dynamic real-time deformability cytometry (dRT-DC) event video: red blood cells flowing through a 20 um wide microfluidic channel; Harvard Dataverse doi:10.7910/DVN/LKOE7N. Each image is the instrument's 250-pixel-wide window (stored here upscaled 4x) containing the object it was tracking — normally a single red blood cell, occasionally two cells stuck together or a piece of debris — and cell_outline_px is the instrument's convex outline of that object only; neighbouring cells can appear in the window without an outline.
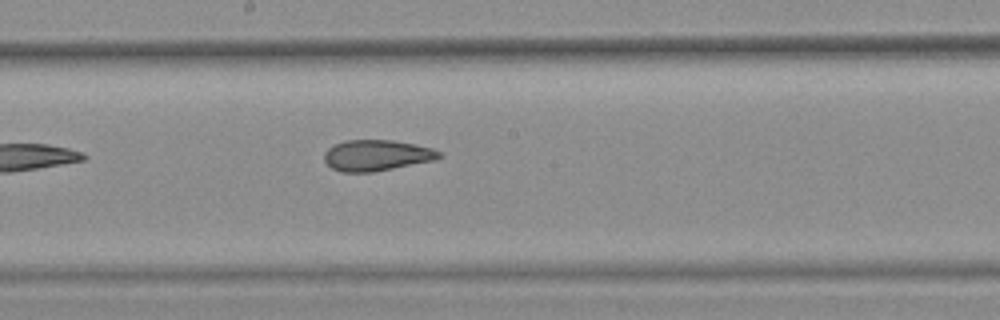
{"species": "common noctule bat (a hibernating species)", "species_latin": "Nyctalus noctula", "temperature_condition": "warm", "stored_images_in_passage": 8, "camera_frame_rate_fps": 3000, "um_per_image_px": 0.085, "animal": {"sex": "female", "body_mass_g": 25.1}, "frame": {"image": 1, "passage_image": 8, "time_ms": 2.333, "image_size_px": [1000, 320], "cell_outline_px": [[444, 156], [436, 160], [372, 172], [340, 172], [332, 168], [324, 160], [324, 152], [332, 144], [344, 140], [392, 140], [416, 144], [432, 148], [440, 152]], "centroid_in_image_um": [32.01, 13.2], "position_along_channel_um": 216.2, "area_um2": 20.92}}